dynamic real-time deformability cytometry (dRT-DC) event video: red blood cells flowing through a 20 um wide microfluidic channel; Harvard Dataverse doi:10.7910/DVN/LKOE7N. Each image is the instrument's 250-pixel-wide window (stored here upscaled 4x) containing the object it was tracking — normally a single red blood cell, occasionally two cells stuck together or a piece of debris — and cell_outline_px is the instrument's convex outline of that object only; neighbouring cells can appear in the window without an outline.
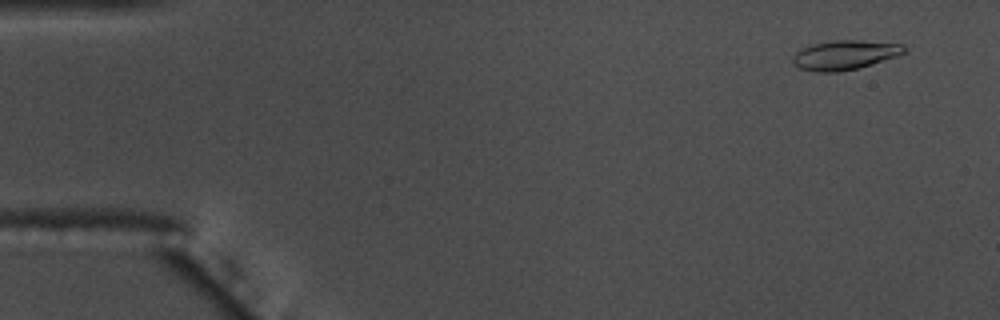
{"species": "common noctule bat (a hibernating species)", "species_latin": "Nyctalus noctula", "temperature_condition": "warm", "stored_images_in_passage": 56, "camera_frame_rate_fps": 3000, "um_per_image_px": 0.085, "animal": {"sex": "male", "body_mass_g": 17.5, "forearm_length_mm": 52.3}, "frame": {"image": 1, "passage_image": 4, "time_ms": 1.0, "image_size_px": [1000, 320], "cell_outline_px": [[908, 48], [904, 52], [896, 56], [872, 64], [856, 68], [836, 72], [816, 72], [800, 68], [792, 60], [792, 56], [800, 48], [812, 44], [832, 40], [860, 40], [904, 44]], "centroid_in_image_um": [71.8, 4.66], "position_along_channel_um": 13.2, "area_um2": 19.07}}
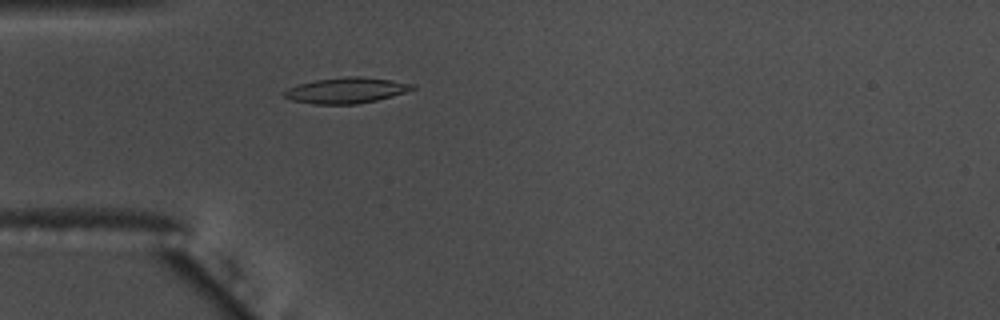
{"frame": {"image": 2, "passage_image": 17, "time_ms": 5.333, "image_size_px": [1000, 320], "cell_outline_px": [[416, 88], [392, 96], [376, 100], [356, 104], [312, 104], [292, 100], [284, 96], [280, 92], [288, 88], [300, 84], [316, 80], [344, 76], [360, 76], [392, 80], [416, 84]], "centroid_in_image_um": [29.42, 7.68], "position_along_channel_um": 55.6, "area_um2": 19.25}}
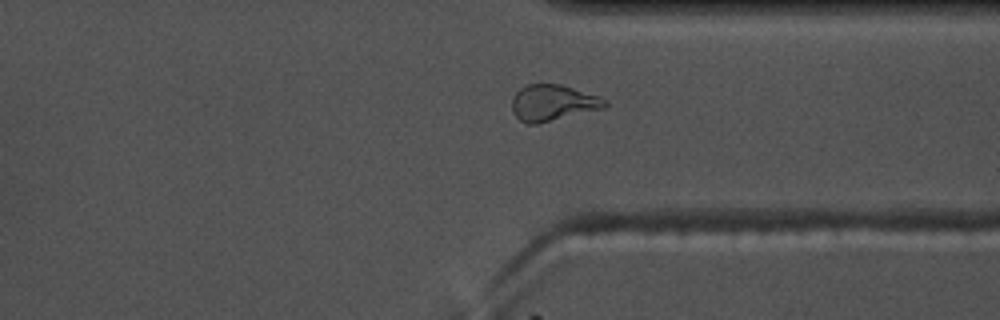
{"frame": {"image": 3, "passage_image": 43, "time_ms": 14.0, "image_size_px": [1000, 320], "cell_outline_px": [[608, 104], [604, 108], [536, 124], [528, 124], [520, 120], [512, 112], [512, 96], [520, 88], [528, 84], [560, 84], [600, 96], [608, 100]], "centroid_in_image_um": [46.99, 8.73], "position_along_channel_um": 364.4, "area_um2": 19.59}, "authors_computed_cell_mechanics": {"area_um2": 18.6116, "velocity_mm_per_s": 3.6357, "shape_relaxation_time_tau1_ms": 4.1942, "shape_relaxation_time_tau2_ms": 1.529, "deformation_change_tau1": 0.1855, "deformation_change_tau2": 0.0751}}